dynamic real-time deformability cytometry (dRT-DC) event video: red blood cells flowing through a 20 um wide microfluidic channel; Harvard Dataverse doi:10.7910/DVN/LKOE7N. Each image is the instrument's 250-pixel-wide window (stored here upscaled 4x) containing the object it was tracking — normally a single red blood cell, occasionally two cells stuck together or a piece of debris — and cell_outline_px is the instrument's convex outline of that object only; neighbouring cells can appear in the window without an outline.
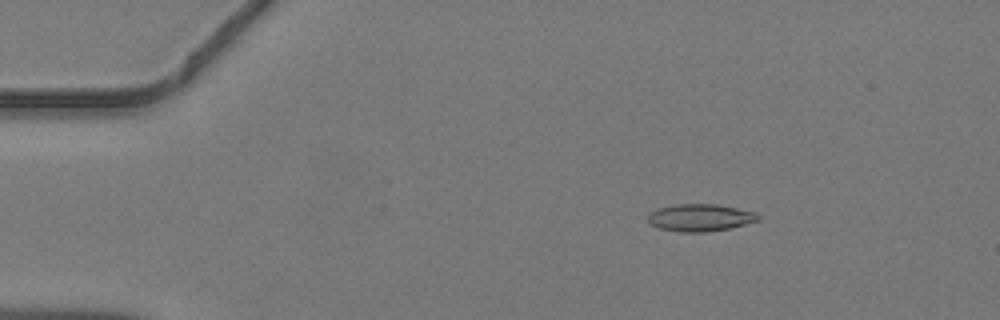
{"species": "common noctule bat (a hibernating species)", "species_latin": "Nyctalus noctula", "temperature_condition": "warm", "stored_images_in_passage": 46, "camera_frame_rate_fps": 3000, "um_per_image_px": 0.085, "animal": {"sex": "male", "body_mass_g": 19.2, "forearm_length_mm": 51.8}, "frame": {"image": 1, "passage_image": 8, "time_ms": 2.333, "image_size_px": [1000, 320], "cell_outline_px": [[760, 220], [728, 228], [708, 232], [680, 232], [660, 228], [648, 224], [648, 212], [656, 208], [676, 204], [716, 204], [756, 212], [760, 216]], "centroid_in_image_um": [59.47, 18.49], "position_along_channel_um": 25.5, "area_um2": 17.63}}
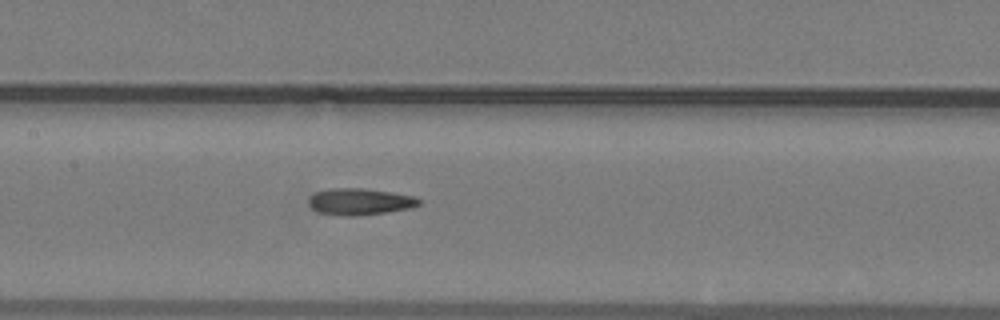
{"frame": {"image": 2, "passage_image": 23, "time_ms": 7.333, "image_size_px": [1000, 320], "cell_outline_px": [[424, 204], [412, 208], [356, 216], [344, 216], [316, 212], [308, 204], [308, 196], [316, 192], [328, 188], [360, 188], [392, 192], [412, 196], [420, 200]], "centroid_in_image_um": [30.56, 17.14], "position_along_channel_um": 176.8, "area_um2": 17.28}}
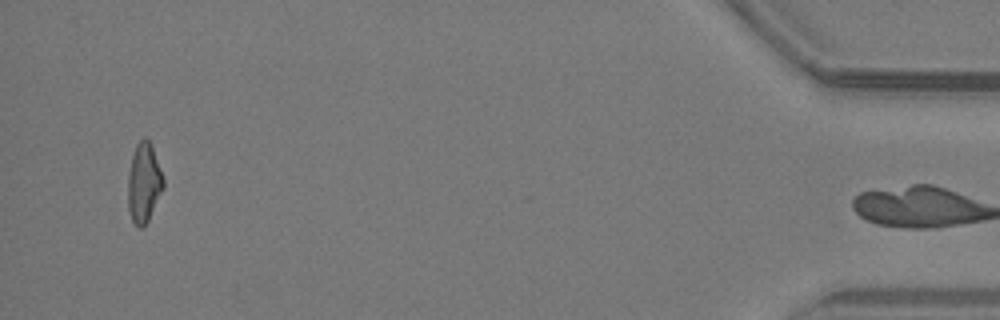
{"frame": {"image": 3, "passage_image": 45, "time_ms": 14.667, "image_size_px": [1000, 320], "cell_outline_px": [[164, 188], [144, 228], [140, 228], [132, 220], [128, 208], [128, 172], [132, 156], [136, 144], [144, 136], [152, 144], [164, 176]], "centroid_in_image_um": [12.25, 15.51], "position_along_channel_um": 423.0, "area_um2": 16.65}}